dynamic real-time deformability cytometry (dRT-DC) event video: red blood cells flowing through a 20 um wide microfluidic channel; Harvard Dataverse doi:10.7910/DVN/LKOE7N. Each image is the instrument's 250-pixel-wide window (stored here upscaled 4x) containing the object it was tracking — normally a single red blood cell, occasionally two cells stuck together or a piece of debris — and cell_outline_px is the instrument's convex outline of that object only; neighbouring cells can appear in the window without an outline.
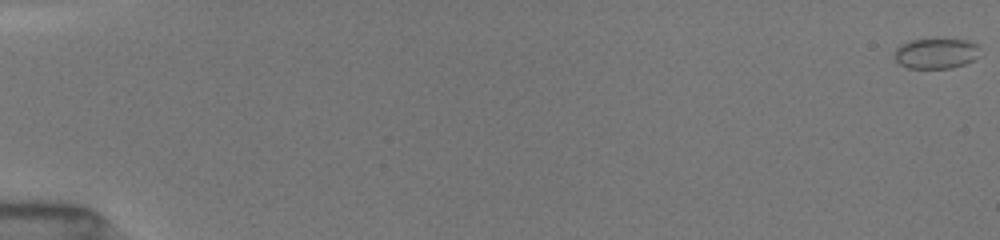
{"species": "common noctule bat (a hibernating species)", "species_latin": "Nyctalus noctula", "temperature_condition": "room temperature", "stored_images_in_passage": 78, "camera_frame_rate_fps": 3000, "um_per_image_px": 0.085, "animal": {"sex": "female", "body_mass_g": 19.5, "forearm_length_mm": 54.1}, "frame": {"image": 1, "passage_image": 1, "time_ms": 0.0, "image_size_px": [1000, 240], "cell_outline_px": [[980, 56], [976, 60], [952, 68], [908, 68], [900, 64], [896, 60], [896, 48], [900, 44], [912, 40], [964, 40], [976, 44], [980, 48]], "centroid_in_image_um": [79.61, 4.56], "position_along_channel_um": 5.4, "area_um2": 15.03}}
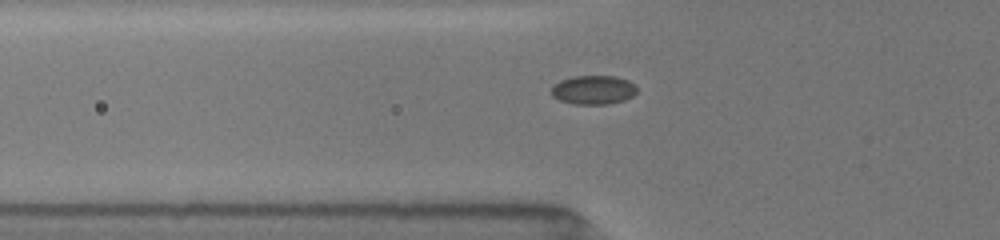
{"frame": {"image": 2, "passage_image": 27, "time_ms": 6.333, "image_size_px": [1000, 240], "cell_outline_px": [[636, 92], [632, 96], [624, 100], [608, 104], [572, 104], [560, 100], [552, 96], [552, 84], [560, 80], [572, 76], [616, 76], [628, 80], [636, 84]], "centroid_in_image_um": [50.43, 7.63], "position_along_channel_um": 75.4, "area_um2": 14.57}}
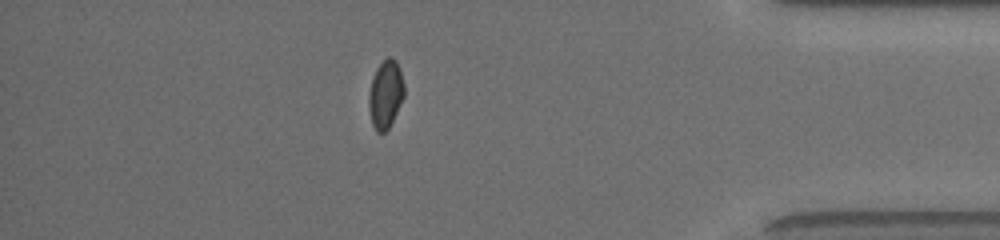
{"frame": {"image": 3, "passage_image": 69, "time_ms": 15.333, "image_size_px": [1000, 240], "cell_outline_px": [[404, 96], [388, 128], [384, 132], [376, 132], [372, 124], [368, 108], [368, 96], [372, 76], [376, 68], [388, 56], [392, 56], [396, 60], [400, 68], [404, 84]], "centroid_in_image_um": [32.76, 7.97], "position_along_channel_um": 402.4, "area_um2": 14.1}}